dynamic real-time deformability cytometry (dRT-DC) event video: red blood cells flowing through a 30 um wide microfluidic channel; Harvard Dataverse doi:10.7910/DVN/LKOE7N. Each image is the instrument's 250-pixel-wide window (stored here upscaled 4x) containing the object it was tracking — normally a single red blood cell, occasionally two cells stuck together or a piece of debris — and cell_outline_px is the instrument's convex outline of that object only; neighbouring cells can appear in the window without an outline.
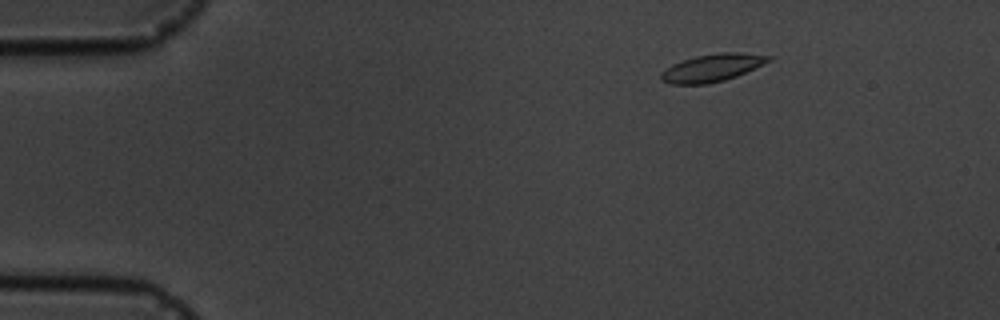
{"species": "common noctule bat (a hibernating species)", "species_latin": "Nyctalus noctula", "temperature_condition": "cold", "stored_images_in_passage": 4, "camera_frame_rate_fps": 3000, "um_per_image_px": 0.085, "animal": {"sex": "male", "body_mass_g": 19.5, "forearm_length_mm": 54.6}, "frame": {"image": 1, "passage_image": 1, "time_ms": 0.0, "image_size_px": [1000, 320], "cell_outline_px": [[772, 60], [736, 76], [724, 80], [708, 84], [672, 84], [660, 80], [660, 72], [672, 64], [696, 56], [720, 52], [740, 52], [772, 56]], "centroid_in_image_um": [60.52, 5.76], "position_along_channel_um": 24.5, "area_um2": 17.22}}
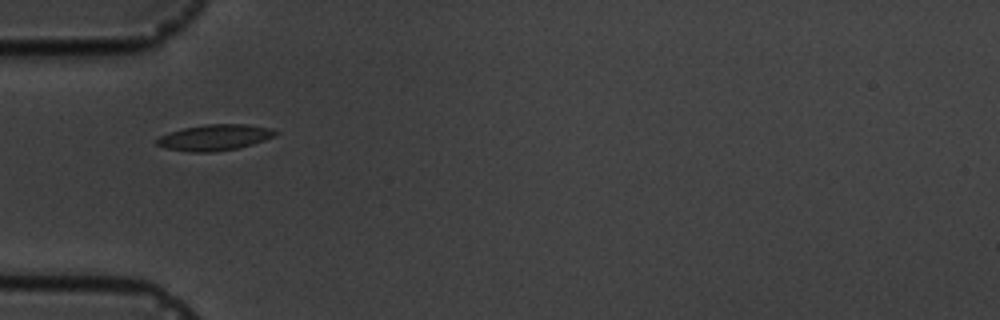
{"frame": {"image": 2, "passage_image": 4, "time_ms": 3.333, "image_size_px": [1000, 320], "cell_outline_px": [[280, 132], [276, 136], [252, 144], [236, 148], [212, 152], [188, 152], [164, 148], [156, 144], [156, 140], [160, 136], [168, 132], [184, 128], [204, 124], [244, 124], [272, 128]], "centroid_in_image_um": [18.24, 11.68], "position_along_channel_um": 66.8, "area_um2": 18.03}}